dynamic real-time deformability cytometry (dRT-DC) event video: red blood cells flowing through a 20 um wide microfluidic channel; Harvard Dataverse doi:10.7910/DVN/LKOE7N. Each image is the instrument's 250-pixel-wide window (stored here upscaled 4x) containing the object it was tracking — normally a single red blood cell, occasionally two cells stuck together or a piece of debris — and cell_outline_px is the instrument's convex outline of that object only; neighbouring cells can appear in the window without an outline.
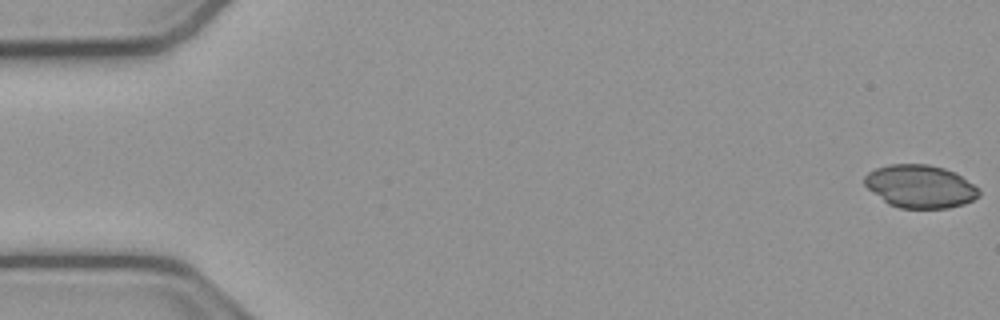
{"species": "common noctule bat (a hibernating species)", "species_latin": "Nyctalus noctula", "temperature_condition": "cold", "stored_images_in_passage": 49, "camera_frame_rate_fps": 3000, "um_per_image_px": 0.085, "animal": {"sex": "male", "body_mass_g": 23.1, "forearm_length_mm": 52.7}, "frame": {"image": 1, "passage_image": 1, "time_ms": 0.0, "image_size_px": [1000, 320], "cell_outline_px": [[980, 196], [964, 204], [948, 208], [900, 208], [888, 204], [868, 188], [864, 184], [864, 176], [868, 172], [876, 168], [888, 164], [928, 164], [944, 168], [956, 172], [972, 184], [980, 192]], "centroid_in_image_um": [78.2, 15.84], "position_along_channel_um": 6.8, "area_um2": 28.61}}